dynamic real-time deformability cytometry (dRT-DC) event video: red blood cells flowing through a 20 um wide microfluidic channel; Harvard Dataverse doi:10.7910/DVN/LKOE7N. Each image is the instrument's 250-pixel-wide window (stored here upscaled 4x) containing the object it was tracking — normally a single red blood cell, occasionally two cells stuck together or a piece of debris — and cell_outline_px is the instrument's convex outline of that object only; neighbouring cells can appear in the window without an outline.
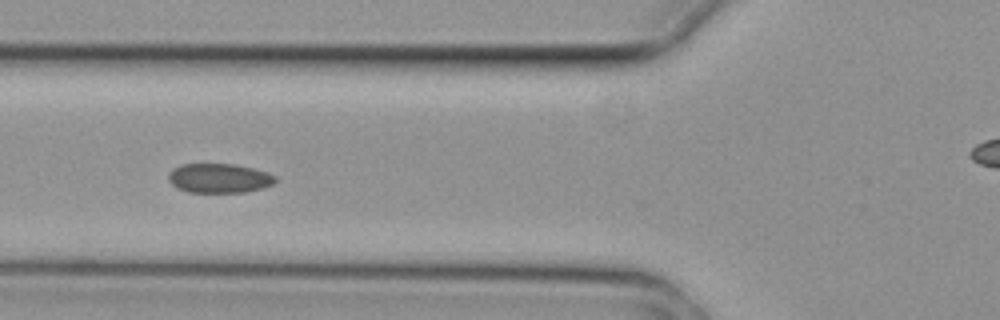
{"species": "common noctule bat (a hibernating species)", "species_latin": "Nyctalus noctula", "temperature_condition": "cold", "stored_images_in_passage": 6, "camera_frame_rate_fps": 3000, "um_per_image_px": 0.085, "animal": {"sex": "female", "body_mass_g": 29.2, "forearm_length_mm": 56.3}, "frame": {"image": 1, "passage_image": 5, "time_ms": 1.333, "image_size_px": [1000, 320], "cell_outline_px": [[276, 180], [272, 184], [260, 188], [244, 192], [188, 192], [176, 188], [168, 180], [168, 176], [172, 168], [180, 164], [236, 164], [268, 172], [276, 176]], "centroid_in_image_um": [18.59, 15.14], "position_along_channel_um": 107.2, "area_um2": 18.32}}
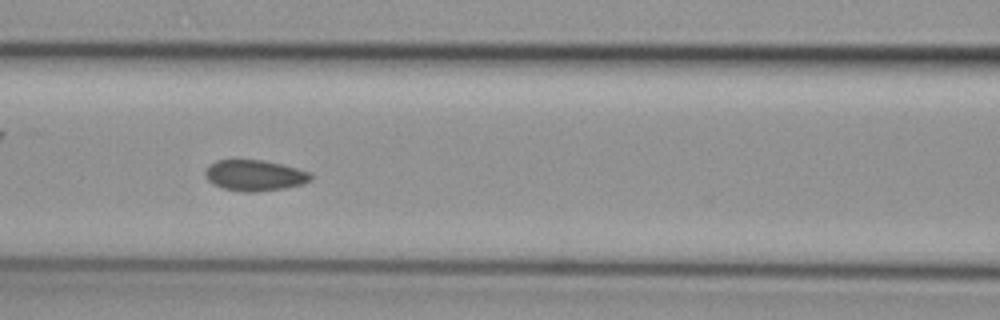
{"frame": {"image": 2, "passage_image": 6, "time_ms": 1.667, "image_size_px": [1000, 320], "cell_outline_px": [[312, 180], [304, 184], [284, 188], [256, 192], [244, 192], [224, 188], [212, 184], [204, 176], [204, 172], [208, 164], [216, 160], [264, 160], [312, 172]], "centroid_in_image_um": [21.64, 14.91], "position_along_channel_um": 145.0, "area_um2": 19.19}}